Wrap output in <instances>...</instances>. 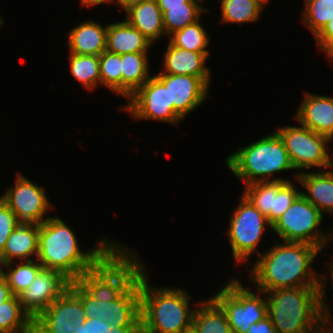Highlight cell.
Listing matches in <instances>:
<instances>
[{"instance_id": "7a4b0ae2", "label": "cell", "mask_w": 333, "mask_h": 333, "mask_svg": "<svg viewBox=\"0 0 333 333\" xmlns=\"http://www.w3.org/2000/svg\"><path fill=\"white\" fill-rule=\"evenodd\" d=\"M101 238L82 251L74 231L58 216L39 224L37 261L43 268L59 271L71 282L93 269L119 243Z\"/></svg>"}, {"instance_id": "ba28073f", "label": "cell", "mask_w": 333, "mask_h": 333, "mask_svg": "<svg viewBox=\"0 0 333 333\" xmlns=\"http://www.w3.org/2000/svg\"><path fill=\"white\" fill-rule=\"evenodd\" d=\"M238 278H230L211 298L225 312L232 333H246L250 326L263 320L267 314L265 292H251ZM263 295V296H262Z\"/></svg>"}, {"instance_id": "ab89813d", "label": "cell", "mask_w": 333, "mask_h": 333, "mask_svg": "<svg viewBox=\"0 0 333 333\" xmlns=\"http://www.w3.org/2000/svg\"><path fill=\"white\" fill-rule=\"evenodd\" d=\"M246 333H278V331L273 326L271 319L266 316L263 320L252 324Z\"/></svg>"}, {"instance_id": "e575fe53", "label": "cell", "mask_w": 333, "mask_h": 333, "mask_svg": "<svg viewBox=\"0 0 333 333\" xmlns=\"http://www.w3.org/2000/svg\"><path fill=\"white\" fill-rule=\"evenodd\" d=\"M293 181H278V192L274 195L273 210H270V224L273 225L301 194L295 186L298 172L293 174Z\"/></svg>"}, {"instance_id": "7c38bea8", "label": "cell", "mask_w": 333, "mask_h": 333, "mask_svg": "<svg viewBox=\"0 0 333 333\" xmlns=\"http://www.w3.org/2000/svg\"><path fill=\"white\" fill-rule=\"evenodd\" d=\"M120 109L127 111L136 121H163L174 126L182 121L174 111V104H170L169 87L156 75L151 76Z\"/></svg>"}, {"instance_id": "30bf717a", "label": "cell", "mask_w": 333, "mask_h": 333, "mask_svg": "<svg viewBox=\"0 0 333 333\" xmlns=\"http://www.w3.org/2000/svg\"><path fill=\"white\" fill-rule=\"evenodd\" d=\"M230 215L226 233L235 263L244 265V263L247 264L250 256L254 255V252L257 257L261 254L258 245L263 240L262 235H265L266 228L268 226L272 228V225L268 222L267 217L256 209L243 194Z\"/></svg>"}, {"instance_id": "74e56055", "label": "cell", "mask_w": 333, "mask_h": 333, "mask_svg": "<svg viewBox=\"0 0 333 333\" xmlns=\"http://www.w3.org/2000/svg\"><path fill=\"white\" fill-rule=\"evenodd\" d=\"M316 46L320 52L325 53L326 57L333 61V18L322 28L314 37Z\"/></svg>"}, {"instance_id": "60d3db41", "label": "cell", "mask_w": 333, "mask_h": 333, "mask_svg": "<svg viewBox=\"0 0 333 333\" xmlns=\"http://www.w3.org/2000/svg\"><path fill=\"white\" fill-rule=\"evenodd\" d=\"M13 296L5 277L0 272V304L9 300Z\"/></svg>"}, {"instance_id": "f35d334b", "label": "cell", "mask_w": 333, "mask_h": 333, "mask_svg": "<svg viewBox=\"0 0 333 333\" xmlns=\"http://www.w3.org/2000/svg\"><path fill=\"white\" fill-rule=\"evenodd\" d=\"M73 333H114V327L100 318H86L83 324L76 325Z\"/></svg>"}, {"instance_id": "5b68a950", "label": "cell", "mask_w": 333, "mask_h": 333, "mask_svg": "<svg viewBox=\"0 0 333 333\" xmlns=\"http://www.w3.org/2000/svg\"><path fill=\"white\" fill-rule=\"evenodd\" d=\"M146 267L138 254L120 242L77 282L99 301L116 300Z\"/></svg>"}, {"instance_id": "c3c4849f", "label": "cell", "mask_w": 333, "mask_h": 333, "mask_svg": "<svg viewBox=\"0 0 333 333\" xmlns=\"http://www.w3.org/2000/svg\"><path fill=\"white\" fill-rule=\"evenodd\" d=\"M330 168H331V171L333 172V156L331 157Z\"/></svg>"}, {"instance_id": "277c9868", "label": "cell", "mask_w": 333, "mask_h": 333, "mask_svg": "<svg viewBox=\"0 0 333 333\" xmlns=\"http://www.w3.org/2000/svg\"><path fill=\"white\" fill-rule=\"evenodd\" d=\"M226 166L235 177L242 180L244 186L256 182L290 181L273 178V175L294 169L284 142L276 131L248 146L239 147L226 158Z\"/></svg>"}, {"instance_id": "4fadbf2b", "label": "cell", "mask_w": 333, "mask_h": 333, "mask_svg": "<svg viewBox=\"0 0 333 333\" xmlns=\"http://www.w3.org/2000/svg\"><path fill=\"white\" fill-rule=\"evenodd\" d=\"M16 174L15 184L6 188L0 196L1 200L15 213L20 223H43L50 217L46 214L53 207L45 189L23 174Z\"/></svg>"}, {"instance_id": "cb8c5ba5", "label": "cell", "mask_w": 333, "mask_h": 333, "mask_svg": "<svg viewBox=\"0 0 333 333\" xmlns=\"http://www.w3.org/2000/svg\"><path fill=\"white\" fill-rule=\"evenodd\" d=\"M125 20L138 29L153 44L166 37L163 14L156 0L143 1L127 9Z\"/></svg>"}, {"instance_id": "9a60e30c", "label": "cell", "mask_w": 333, "mask_h": 333, "mask_svg": "<svg viewBox=\"0 0 333 333\" xmlns=\"http://www.w3.org/2000/svg\"><path fill=\"white\" fill-rule=\"evenodd\" d=\"M70 283L59 271L42 268L28 288L18 295L22 308L34 320L69 288Z\"/></svg>"}, {"instance_id": "d6a6232c", "label": "cell", "mask_w": 333, "mask_h": 333, "mask_svg": "<svg viewBox=\"0 0 333 333\" xmlns=\"http://www.w3.org/2000/svg\"><path fill=\"white\" fill-rule=\"evenodd\" d=\"M304 3L303 24L311 31L314 38L333 18V0H305Z\"/></svg>"}, {"instance_id": "7bdbcfd3", "label": "cell", "mask_w": 333, "mask_h": 333, "mask_svg": "<svg viewBox=\"0 0 333 333\" xmlns=\"http://www.w3.org/2000/svg\"><path fill=\"white\" fill-rule=\"evenodd\" d=\"M143 1H147V0H119L117 3L115 4H119V6L122 7V9L124 10V12L129 9L130 7L140 4Z\"/></svg>"}, {"instance_id": "7dc6e473", "label": "cell", "mask_w": 333, "mask_h": 333, "mask_svg": "<svg viewBox=\"0 0 333 333\" xmlns=\"http://www.w3.org/2000/svg\"><path fill=\"white\" fill-rule=\"evenodd\" d=\"M119 0H101V4L103 5V4H108V3H111V5H112V3H117Z\"/></svg>"}, {"instance_id": "8992f818", "label": "cell", "mask_w": 333, "mask_h": 333, "mask_svg": "<svg viewBox=\"0 0 333 333\" xmlns=\"http://www.w3.org/2000/svg\"><path fill=\"white\" fill-rule=\"evenodd\" d=\"M265 294L267 314L278 333H313L324 320L318 287L284 288Z\"/></svg>"}, {"instance_id": "5bb4252c", "label": "cell", "mask_w": 333, "mask_h": 333, "mask_svg": "<svg viewBox=\"0 0 333 333\" xmlns=\"http://www.w3.org/2000/svg\"><path fill=\"white\" fill-rule=\"evenodd\" d=\"M86 318L81 300L68 288L33 320V333H73Z\"/></svg>"}, {"instance_id": "6da1fadb", "label": "cell", "mask_w": 333, "mask_h": 333, "mask_svg": "<svg viewBox=\"0 0 333 333\" xmlns=\"http://www.w3.org/2000/svg\"><path fill=\"white\" fill-rule=\"evenodd\" d=\"M320 248L308 243L286 242L274 244L262 252L249 270L255 289L271 290L318 287L319 272L312 268Z\"/></svg>"}, {"instance_id": "83f0119b", "label": "cell", "mask_w": 333, "mask_h": 333, "mask_svg": "<svg viewBox=\"0 0 333 333\" xmlns=\"http://www.w3.org/2000/svg\"><path fill=\"white\" fill-rule=\"evenodd\" d=\"M42 268V265L35 259L1 265L0 272L5 277L12 294L18 296L28 288ZM5 269L7 272L4 271Z\"/></svg>"}, {"instance_id": "ee69618b", "label": "cell", "mask_w": 333, "mask_h": 333, "mask_svg": "<svg viewBox=\"0 0 333 333\" xmlns=\"http://www.w3.org/2000/svg\"><path fill=\"white\" fill-rule=\"evenodd\" d=\"M114 333H142L141 327H114Z\"/></svg>"}, {"instance_id": "f546056e", "label": "cell", "mask_w": 333, "mask_h": 333, "mask_svg": "<svg viewBox=\"0 0 333 333\" xmlns=\"http://www.w3.org/2000/svg\"><path fill=\"white\" fill-rule=\"evenodd\" d=\"M220 23H254L263 12L254 0H220Z\"/></svg>"}, {"instance_id": "1f68e13d", "label": "cell", "mask_w": 333, "mask_h": 333, "mask_svg": "<svg viewBox=\"0 0 333 333\" xmlns=\"http://www.w3.org/2000/svg\"><path fill=\"white\" fill-rule=\"evenodd\" d=\"M242 193L270 223V210H273L274 195L278 192V181L256 182L244 186Z\"/></svg>"}, {"instance_id": "d590c367", "label": "cell", "mask_w": 333, "mask_h": 333, "mask_svg": "<svg viewBox=\"0 0 333 333\" xmlns=\"http://www.w3.org/2000/svg\"><path fill=\"white\" fill-rule=\"evenodd\" d=\"M19 224L15 213L0 198V253L10 234Z\"/></svg>"}, {"instance_id": "d4e9b609", "label": "cell", "mask_w": 333, "mask_h": 333, "mask_svg": "<svg viewBox=\"0 0 333 333\" xmlns=\"http://www.w3.org/2000/svg\"><path fill=\"white\" fill-rule=\"evenodd\" d=\"M148 52L121 55L122 97H131L152 76Z\"/></svg>"}, {"instance_id": "e0dca14e", "label": "cell", "mask_w": 333, "mask_h": 333, "mask_svg": "<svg viewBox=\"0 0 333 333\" xmlns=\"http://www.w3.org/2000/svg\"><path fill=\"white\" fill-rule=\"evenodd\" d=\"M294 118L299 124L333 141V97L303 93Z\"/></svg>"}, {"instance_id": "b9f144b4", "label": "cell", "mask_w": 333, "mask_h": 333, "mask_svg": "<svg viewBox=\"0 0 333 333\" xmlns=\"http://www.w3.org/2000/svg\"><path fill=\"white\" fill-rule=\"evenodd\" d=\"M333 321L330 320H323L317 328L314 330L313 333H333L332 323ZM331 325V326H330ZM328 328V329H327ZM331 329V330H330Z\"/></svg>"}, {"instance_id": "3957f363", "label": "cell", "mask_w": 333, "mask_h": 333, "mask_svg": "<svg viewBox=\"0 0 333 333\" xmlns=\"http://www.w3.org/2000/svg\"><path fill=\"white\" fill-rule=\"evenodd\" d=\"M147 269L140 274L142 333H191L196 309L190 308L191 296L183 288H156L148 280Z\"/></svg>"}, {"instance_id": "bcb514c9", "label": "cell", "mask_w": 333, "mask_h": 333, "mask_svg": "<svg viewBox=\"0 0 333 333\" xmlns=\"http://www.w3.org/2000/svg\"><path fill=\"white\" fill-rule=\"evenodd\" d=\"M254 1L260 8H262V10H264V8H266L265 5H267V3L270 2V0H254Z\"/></svg>"}, {"instance_id": "2e32d148", "label": "cell", "mask_w": 333, "mask_h": 333, "mask_svg": "<svg viewBox=\"0 0 333 333\" xmlns=\"http://www.w3.org/2000/svg\"><path fill=\"white\" fill-rule=\"evenodd\" d=\"M156 76L169 87L170 104H174V111L182 120L206 101L210 77L165 73Z\"/></svg>"}, {"instance_id": "52a82bcc", "label": "cell", "mask_w": 333, "mask_h": 333, "mask_svg": "<svg viewBox=\"0 0 333 333\" xmlns=\"http://www.w3.org/2000/svg\"><path fill=\"white\" fill-rule=\"evenodd\" d=\"M324 216L300 194L292 205L272 225V231L286 242L308 243L320 248V253L333 239V230L319 228Z\"/></svg>"}, {"instance_id": "9c48e42d", "label": "cell", "mask_w": 333, "mask_h": 333, "mask_svg": "<svg viewBox=\"0 0 333 333\" xmlns=\"http://www.w3.org/2000/svg\"><path fill=\"white\" fill-rule=\"evenodd\" d=\"M69 289L81 300L88 318H100L112 327H141L140 275L114 301L93 298L77 281L71 282Z\"/></svg>"}, {"instance_id": "f6af8a7d", "label": "cell", "mask_w": 333, "mask_h": 333, "mask_svg": "<svg viewBox=\"0 0 333 333\" xmlns=\"http://www.w3.org/2000/svg\"><path fill=\"white\" fill-rule=\"evenodd\" d=\"M80 4L88 9L89 7L100 6L101 0H80Z\"/></svg>"}, {"instance_id": "836d02e7", "label": "cell", "mask_w": 333, "mask_h": 333, "mask_svg": "<svg viewBox=\"0 0 333 333\" xmlns=\"http://www.w3.org/2000/svg\"><path fill=\"white\" fill-rule=\"evenodd\" d=\"M100 85L122 97L121 55L108 52L99 55Z\"/></svg>"}, {"instance_id": "44dd1931", "label": "cell", "mask_w": 333, "mask_h": 333, "mask_svg": "<svg viewBox=\"0 0 333 333\" xmlns=\"http://www.w3.org/2000/svg\"><path fill=\"white\" fill-rule=\"evenodd\" d=\"M39 224L20 223L10 234L0 253V266L18 261H29L38 257Z\"/></svg>"}, {"instance_id": "7402d4cb", "label": "cell", "mask_w": 333, "mask_h": 333, "mask_svg": "<svg viewBox=\"0 0 333 333\" xmlns=\"http://www.w3.org/2000/svg\"><path fill=\"white\" fill-rule=\"evenodd\" d=\"M163 14L166 36L185 26L196 23L203 13L209 12L201 3L204 0H156Z\"/></svg>"}, {"instance_id": "d6986e66", "label": "cell", "mask_w": 333, "mask_h": 333, "mask_svg": "<svg viewBox=\"0 0 333 333\" xmlns=\"http://www.w3.org/2000/svg\"><path fill=\"white\" fill-rule=\"evenodd\" d=\"M107 26L108 24L104 26L94 20H86L73 27L67 34L69 53L99 56L106 51Z\"/></svg>"}, {"instance_id": "603a6c76", "label": "cell", "mask_w": 333, "mask_h": 333, "mask_svg": "<svg viewBox=\"0 0 333 333\" xmlns=\"http://www.w3.org/2000/svg\"><path fill=\"white\" fill-rule=\"evenodd\" d=\"M154 46L138 29L125 19L108 24L106 50L115 54L148 52Z\"/></svg>"}, {"instance_id": "681fc988", "label": "cell", "mask_w": 333, "mask_h": 333, "mask_svg": "<svg viewBox=\"0 0 333 333\" xmlns=\"http://www.w3.org/2000/svg\"><path fill=\"white\" fill-rule=\"evenodd\" d=\"M4 20L1 18V15H0V28L2 27V24H4Z\"/></svg>"}, {"instance_id": "8d00e7d4", "label": "cell", "mask_w": 333, "mask_h": 333, "mask_svg": "<svg viewBox=\"0 0 333 333\" xmlns=\"http://www.w3.org/2000/svg\"><path fill=\"white\" fill-rule=\"evenodd\" d=\"M327 265H328V267H327ZM326 267L328 268L330 275L324 276L322 273H320V275H319V284H318L319 304H320V309L322 312L323 319L333 321V318L331 317V311L329 309L330 307H328V306H330L329 300L327 298V294H325L326 293L325 285H326L327 281L329 282L330 279H331L330 284L333 287V263H332V261H331V264L327 263ZM327 276L328 277L330 276L331 278L329 277L328 278L329 280H327V278H326ZM332 290H333V288H332Z\"/></svg>"}, {"instance_id": "484cf974", "label": "cell", "mask_w": 333, "mask_h": 333, "mask_svg": "<svg viewBox=\"0 0 333 333\" xmlns=\"http://www.w3.org/2000/svg\"><path fill=\"white\" fill-rule=\"evenodd\" d=\"M195 304L191 333H232L225 312L211 297Z\"/></svg>"}, {"instance_id": "f1b7e54d", "label": "cell", "mask_w": 333, "mask_h": 333, "mask_svg": "<svg viewBox=\"0 0 333 333\" xmlns=\"http://www.w3.org/2000/svg\"><path fill=\"white\" fill-rule=\"evenodd\" d=\"M70 74L88 91L100 85L99 56L69 53Z\"/></svg>"}, {"instance_id": "4316f807", "label": "cell", "mask_w": 333, "mask_h": 333, "mask_svg": "<svg viewBox=\"0 0 333 333\" xmlns=\"http://www.w3.org/2000/svg\"><path fill=\"white\" fill-rule=\"evenodd\" d=\"M0 333H33V319L16 295L0 304Z\"/></svg>"}, {"instance_id": "4dcf8cb0", "label": "cell", "mask_w": 333, "mask_h": 333, "mask_svg": "<svg viewBox=\"0 0 333 333\" xmlns=\"http://www.w3.org/2000/svg\"><path fill=\"white\" fill-rule=\"evenodd\" d=\"M206 29L202 26L201 20L191 25L185 26L183 29L171 34L169 42L178 48L190 50L200 53H209L207 50L210 38L207 35Z\"/></svg>"}, {"instance_id": "ffe728a7", "label": "cell", "mask_w": 333, "mask_h": 333, "mask_svg": "<svg viewBox=\"0 0 333 333\" xmlns=\"http://www.w3.org/2000/svg\"><path fill=\"white\" fill-rule=\"evenodd\" d=\"M297 183L306 192L301 194L323 215L333 216V172L330 169L298 173Z\"/></svg>"}, {"instance_id": "8fae6325", "label": "cell", "mask_w": 333, "mask_h": 333, "mask_svg": "<svg viewBox=\"0 0 333 333\" xmlns=\"http://www.w3.org/2000/svg\"><path fill=\"white\" fill-rule=\"evenodd\" d=\"M299 125V127L282 126L275 130L284 142L294 169H298V173L303 169H330L332 155L329 154V151L331 153L329 144L332 140L301 124Z\"/></svg>"}, {"instance_id": "ac0fdd59", "label": "cell", "mask_w": 333, "mask_h": 333, "mask_svg": "<svg viewBox=\"0 0 333 333\" xmlns=\"http://www.w3.org/2000/svg\"><path fill=\"white\" fill-rule=\"evenodd\" d=\"M166 48L162 58L164 67L160 73L211 77V70L206 64L210 53L184 50L173 46L169 41Z\"/></svg>"}]
</instances>
